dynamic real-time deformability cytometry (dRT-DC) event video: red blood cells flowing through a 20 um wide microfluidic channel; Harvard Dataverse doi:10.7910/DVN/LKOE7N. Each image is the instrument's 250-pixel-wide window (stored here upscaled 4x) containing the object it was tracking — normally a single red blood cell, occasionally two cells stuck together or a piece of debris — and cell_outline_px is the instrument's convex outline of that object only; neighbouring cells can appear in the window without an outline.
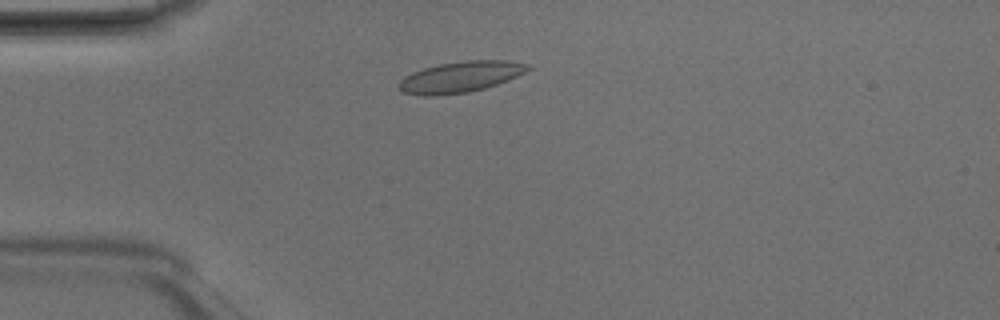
{"species": "Egyptian fruit bat (a non-hibernating species)", "species_latin": "Rousettus aegyptiacus", "temperature_condition": "room temperature", "stored_images_in_passage": 2, "camera_frame_rate_fps": 3000, "um_per_image_px": 0.085, "animal": {"sex": "male"}, "frame": {"image": 1, "passage_image": 2, "time_ms": 0.333, "image_size_px": [1000, 320], "cell_outline_px": [[532, 68], [516, 76], [496, 84], [484, 88], [468, 92], [436, 96], [424, 96], [404, 92], [396, 84], [404, 76], [412, 72], [424, 68], [440, 64], [464, 60], [504, 60], [532, 64]], "centroid_in_image_um": [39.13, 6.53], "position_along_channel_um": 45.9, "area_um2": 23.24}}